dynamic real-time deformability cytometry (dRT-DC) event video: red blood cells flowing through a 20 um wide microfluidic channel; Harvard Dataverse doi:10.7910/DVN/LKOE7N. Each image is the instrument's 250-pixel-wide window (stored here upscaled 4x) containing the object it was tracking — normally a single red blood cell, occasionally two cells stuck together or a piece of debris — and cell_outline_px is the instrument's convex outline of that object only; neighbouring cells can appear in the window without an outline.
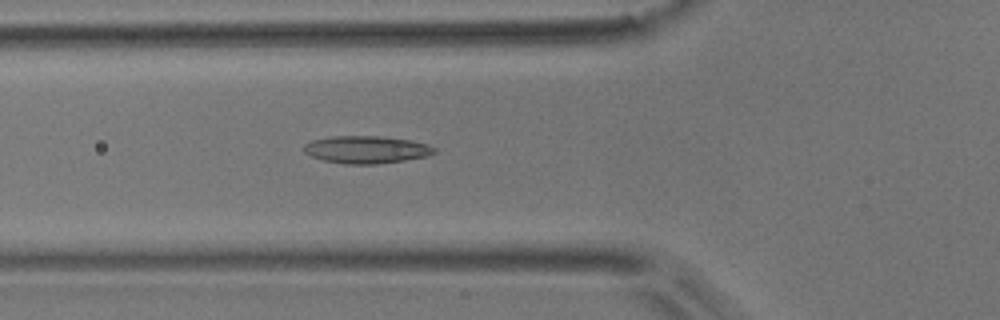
{"species": "common noctule bat (a hibernating species)", "species_latin": "Nyctalus noctula", "temperature_condition": "room temperature", "stored_images_in_passage": 38, "camera_frame_rate_fps": 3000, "um_per_image_px": 0.085, "animal": {"sex": "male", "body_mass_g": 17.9}, "frame": {"image": 1, "passage_image": 3, "time_ms": 0.667, "image_size_px": [1000, 320], "cell_outline_px": [[436, 152], [428, 156], [404, 160], [376, 164], [344, 164], [324, 160], [312, 156], [304, 152], [304, 144], [312, 140], [332, 136], [380, 136], [408, 140], [428, 144], [436, 148]], "centroid_in_image_um": [31.15, 12.71], "position_along_channel_um": 94.7, "area_um2": 20.81}}
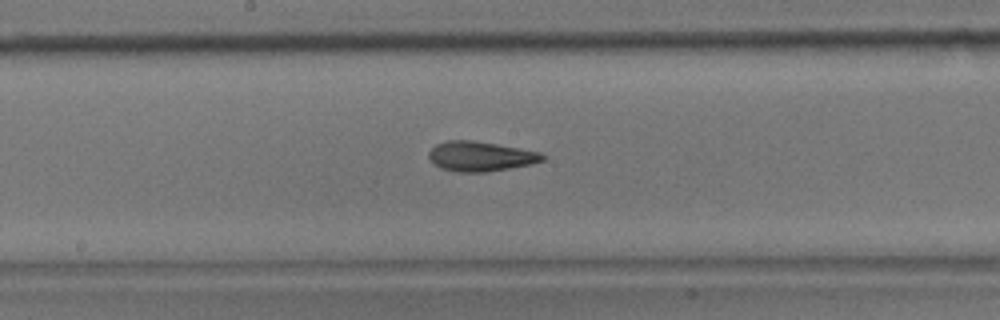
{"frame": {"image": 2, "passage_image": 12, "time_ms": 3.667, "image_size_px": [1000, 320], "cell_outline_px": [[548, 156], [544, 160], [532, 164], [484, 172], [456, 172], [440, 168], [432, 164], [428, 160], [428, 152], [436, 144], [448, 140], [472, 140], [520, 148], [540, 152]], "centroid_in_image_um": [40.82, 13.29], "position_along_channel_um": 207.4, "area_um2": 19.94}}
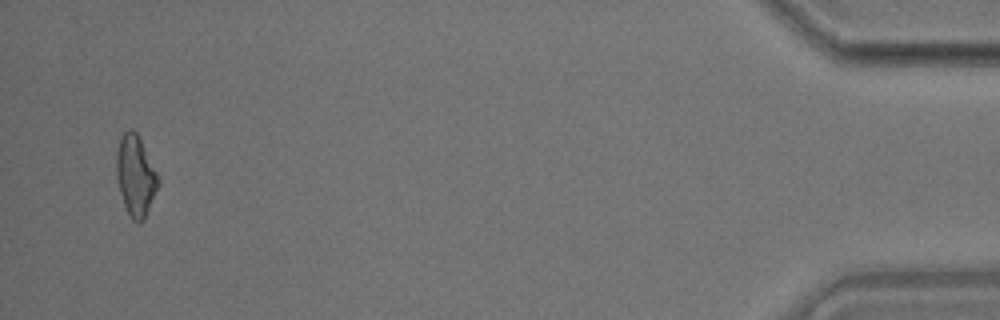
{"frame": {"image": 3, "passage_image": 36, "time_ms": 11.667, "image_size_px": [1000, 320], "cell_outline_px": [[160, 184], [144, 220], [140, 224], [132, 220], [124, 204], [120, 192], [116, 176], [116, 152], [120, 136], [128, 128], [132, 128], [136, 132], [160, 180]], "centroid_in_image_um": [11.51, 14.95], "position_along_channel_um": 423.7, "area_um2": 19.59}, "authors_computed_cell_mechanics": {"area_um2": 19.2763, "velocity_mm_per_s": 3.7354, "shape_relaxation_time_tau1_ms": null, "shape_relaxation_time_tau2_ms": 3.1887, "deformation_change_tau1": null, "deformation_change_tau2": 0.1151}}